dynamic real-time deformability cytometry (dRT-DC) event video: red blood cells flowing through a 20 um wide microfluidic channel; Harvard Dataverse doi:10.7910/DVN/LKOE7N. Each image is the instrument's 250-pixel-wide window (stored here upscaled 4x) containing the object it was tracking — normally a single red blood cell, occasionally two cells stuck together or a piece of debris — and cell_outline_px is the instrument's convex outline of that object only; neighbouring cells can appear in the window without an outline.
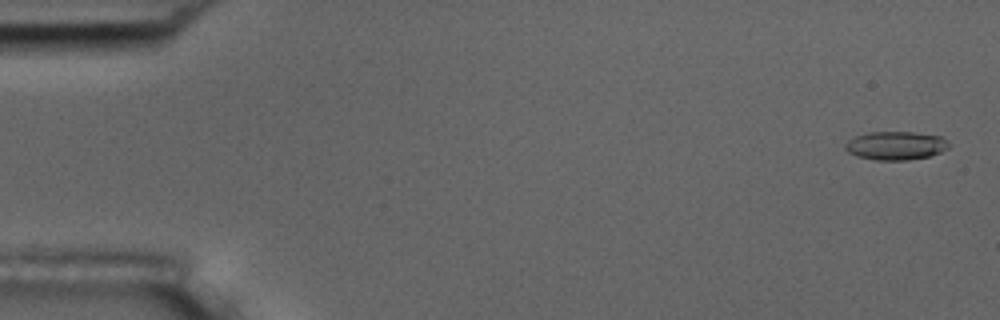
{"species": "common noctule bat (a hibernating species)", "species_latin": "Nyctalus noctula", "temperature_condition": "room temperature", "stored_images_in_passage": 7, "camera_frame_rate_fps": 3000, "um_per_image_px": 0.085, "animal": {"sex": "male", "body_mass_g": 17.5, "forearm_length_mm": 52.3}, "frame": {"image": 1, "passage_image": 1, "time_ms": 0.0, "image_size_px": [1000, 320], "cell_outline_px": [[948, 148], [940, 152], [928, 156], [908, 160], [876, 160], [856, 156], [848, 152], [844, 148], [844, 144], [848, 140], [856, 136], [868, 132], [912, 132], [940, 136], [948, 140]], "centroid_in_image_um": [76.11, 12.38], "position_along_channel_um": 8.9, "area_um2": 17.17}}
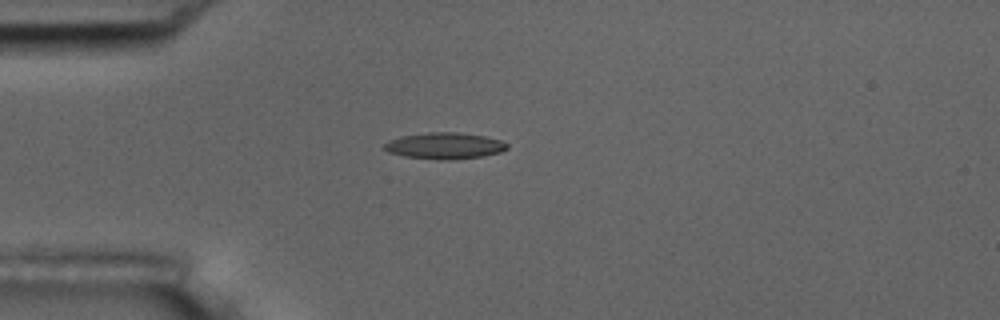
{"frame": {"image": 2, "passage_image": 4, "time_ms": 4.333, "image_size_px": [1000, 320], "cell_outline_px": [[508, 148], [500, 152], [480, 156], [448, 160], [404, 156], [388, 152], [384, 148], [384, 144], [388, 140], [400, 136], [428, 132], [460, 132], [484, 136], [500, 140], [508, 144]], "centroid_in_image_um": [37.77, 12.37], "position_along_channel_um": 47.2, "area_um2": 18.73}}